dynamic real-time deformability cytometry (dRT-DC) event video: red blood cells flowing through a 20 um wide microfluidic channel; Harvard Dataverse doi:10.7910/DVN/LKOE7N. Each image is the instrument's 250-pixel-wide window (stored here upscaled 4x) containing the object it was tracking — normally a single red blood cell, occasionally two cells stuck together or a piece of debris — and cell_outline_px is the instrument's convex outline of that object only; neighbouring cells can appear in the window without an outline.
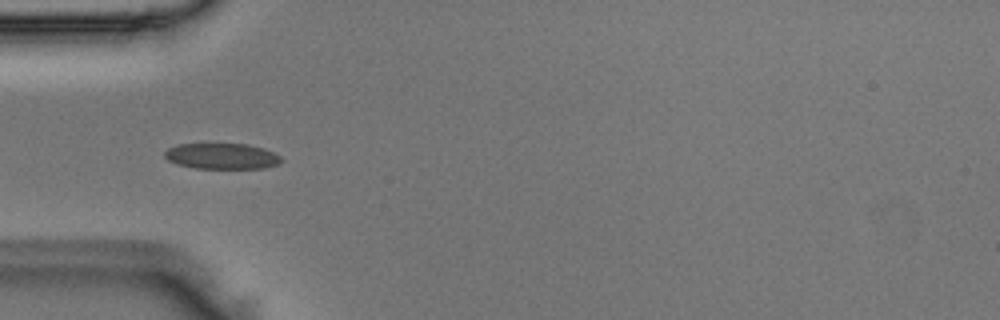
{"species": "Egyptian fruit bat (a non-hibernating species)", "species_latin": "Rousettus aegyptiacus", "temperature_condition": "room temperature", "stored_images_in_passage": 10, "camera_frame_rate_fps": 3000, "um_per_image_px": 0.085, "animal": {"sex": "male"}, "frame": {"image": 1, "passage_image": 4, "time_ms": 1.0, "image_size_px": [1000, 320], "cell_outline_px": [[284, 160], [280, 164], [264, 168], [196, 168], [176, 164], [168, 160], [164, 156], [164, 152], [168, 148], [176, 144], [248, 144], [264, 148], [280, 156]], "centroid_in_image_um": [18.87, 13.27], "position_along_channel_um": 66.1, "area_um2": 17.63}}